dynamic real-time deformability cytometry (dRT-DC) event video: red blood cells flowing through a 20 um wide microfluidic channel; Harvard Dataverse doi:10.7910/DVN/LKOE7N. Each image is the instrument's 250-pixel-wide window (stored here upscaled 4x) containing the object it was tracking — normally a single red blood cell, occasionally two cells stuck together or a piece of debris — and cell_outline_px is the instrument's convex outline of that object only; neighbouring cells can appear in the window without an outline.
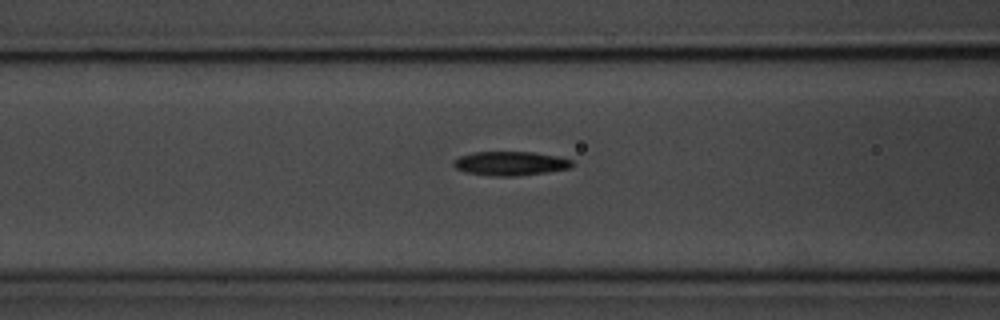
{"species": "common noctule bat (a hibernating species)", "species_latin": "Nyctalus noctula", "temperature_condition": "room temperature", "stored_images_in_passage": 34, "camera_frame_rate_fps": 3000, "um_per_image_px": 0.085, "animal": {"sex": "male", "body_mass_g": 20.1, "forearm_length_mm": 53.5}, "frame": {"image": 1, "passage_image": 6, "time_ms": 1.667, "image_size_px": [1000, 320], "cell_outline_px": [[572, 164], [568, 168], [548, 172], [512, 176], [492, 176], [464, 172], [456, 168], [452, 164], [460, 156], [472, 152], [532, 152], [556, 156], [572, 160]], "centroid_in_image_um": [43.34, 13.89], "position_along_channel_um": 123.3, "area_um2": 16.42}}
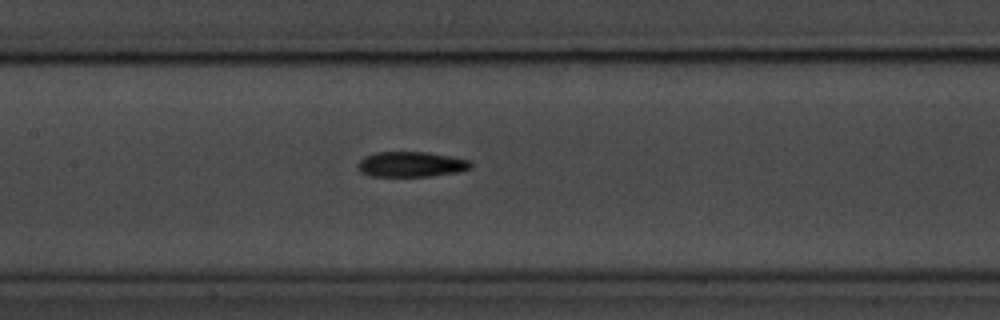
{"frame": {"image": 2, "passage_image": 10, "time_ms": 3.0, "image_size_px": [1000, 320], "cell_outline_px": [[472, 168], [456, 172], [432, 176], [368, 176], [360, 172], [360, 160], [364, 156], [376, 152], [428, 152], [468, 160], [472, 164]], "centroid_in_image_um": [34.94, 13.97], "position_along_channel_um": 172.5, "area_um2": 16.47}}
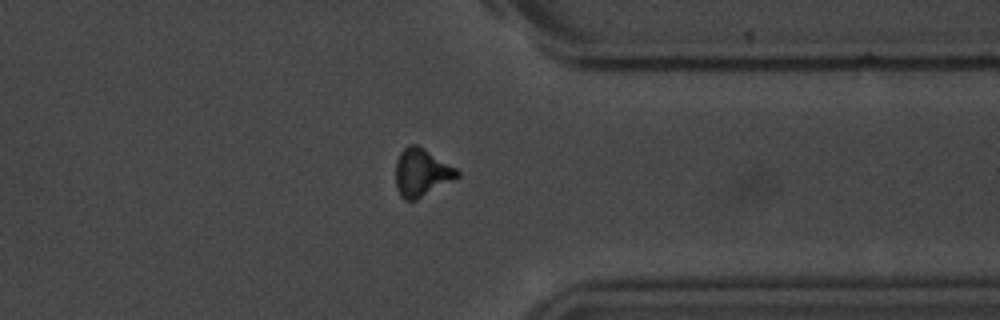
{"frame": {"image": 3, "passage_image": 27, "time_ms": 8.667, "image_size_px": [1000, 320], "cell_outline_px": [[460, 176], [456, 180], [416, 200], [404, 200], [400, 196], [396, 184], [396, 160], [400, 152], [408, 144], [416, 144], [456, 168], [460, 172]], "centroid_in_image_um": [35.85, 14.69], "position_along_channel_um": 375.6, "area_um2": 17.22}, "authors_computed_cell_mechanics": {"area_um2": 16.473, "velocity_mm_per_s": 3.6758, "shape_relaxation_time_tau1_ms": 2.5793, "shape_relaxation_time_tau2_ms": 5.8959, "deformation_change_tau1": 0.1375, "deformation_change_tau2": 0.1554}}